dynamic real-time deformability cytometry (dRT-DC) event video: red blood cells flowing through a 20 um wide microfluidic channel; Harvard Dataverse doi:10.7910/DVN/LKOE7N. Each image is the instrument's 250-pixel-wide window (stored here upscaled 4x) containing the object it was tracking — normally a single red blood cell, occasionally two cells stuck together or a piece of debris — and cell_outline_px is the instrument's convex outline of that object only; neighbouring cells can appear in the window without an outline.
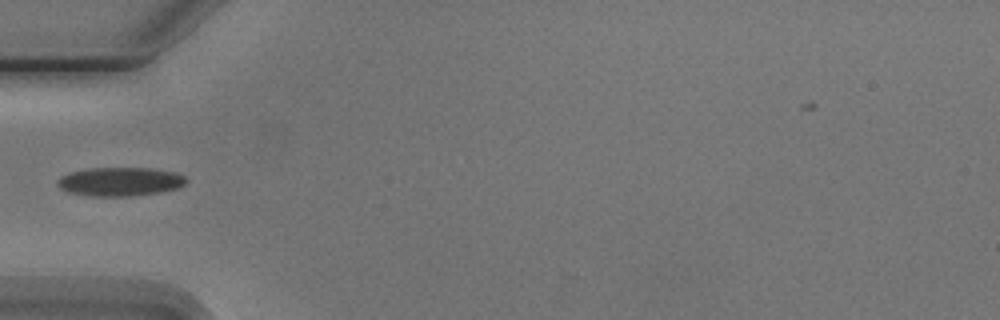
{"species": "Egyptian fruit bat (a non-hibernating species)", "species_latin": "Rousettus aegyptiacus", "temperature_condition": "cold", "stored_images_in_passage": 1, "camera_frame_rate_fps": 3000, "um_per_image_px": 0.085, "animal": {"sex": "male"}, "frame": {"image": 1, "passage_image": 1, "time_ms": 0.0, "image_size_px": [1000, 320], "cell_outline_px": [[188, 180], [180, 188], [160, 192], [132, 196], [92, 196], [68, 192], [60, 188], [56, 184], [56, 180], [60, 176], [68, 172], [92, 168], [148, 168], [172, 172], [184, 176]], "centroid_in_image_um": [10.17, 15.44], "position_along_channel_um": 74.8, "area_um2": 21.62}}